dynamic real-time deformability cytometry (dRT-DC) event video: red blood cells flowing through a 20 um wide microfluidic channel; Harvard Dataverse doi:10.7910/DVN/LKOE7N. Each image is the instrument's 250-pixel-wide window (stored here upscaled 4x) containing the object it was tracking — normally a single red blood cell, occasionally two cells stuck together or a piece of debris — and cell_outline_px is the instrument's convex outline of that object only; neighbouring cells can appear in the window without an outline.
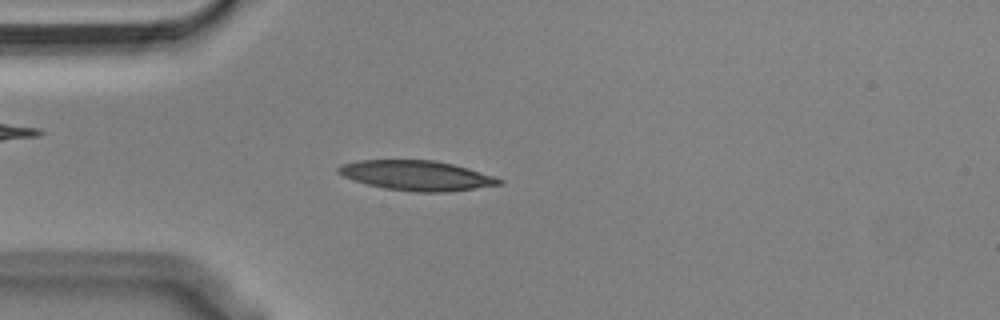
{"species": "Egyptian fruit bat (a non-hibernating species)", "species_latin": "Rousettus aegyptiacus", "temperature_condition": "cold", "stored_images_in_passage": 54, "camera_frame_rate_fps": 3000, "um_per_image_px": 0.085, "animal": {"sex": "male"}, "frame": {"image": 1, "passage_image": 13, "time_ms": 4.0, "image_size_px": [1000, 320], "cell_outline_px": [[504, 184], [448, 192], [416, 192], [384, 188], [368, 184], [344, 176], [336, 172], [336, 168], [340, 164], [360, 160], [436, 160], [468, 168], [504, 180]], "centroid_in_image_um": [35.42, 14.91], "position_along_channel_um": 49.6, "area_um2": 27.92}}
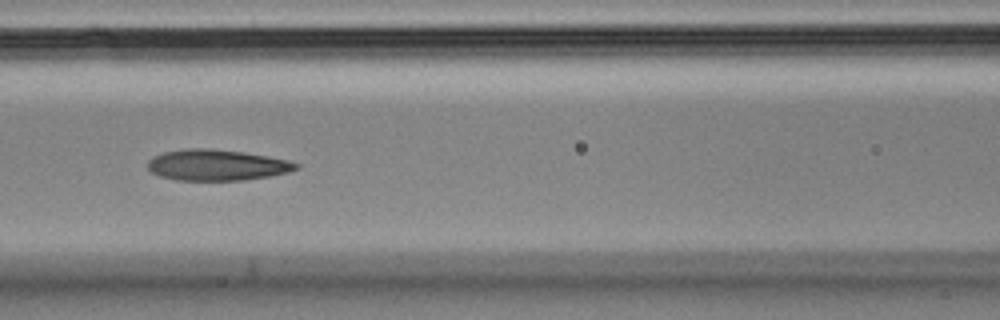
{"frame": {"image": 2, "passage_image": 22, "time_ms": 7.0, "image_size_px": [1000, 320], "cell_outline_px": [[300, 168], [288, 172], [272, 176], [244, 180], [176, 180], [160, 176], [152, 172], [148, 168], [148, 160], [152, 156], [164, 152], [188, 148], [208, 148], [240, 152], [268, 156], [288, 160], [300, 164]], "centroid_in_image_um": [18.44, 14.03], "position_along_channel_um": 148.2, "area_um2": 26.82}}
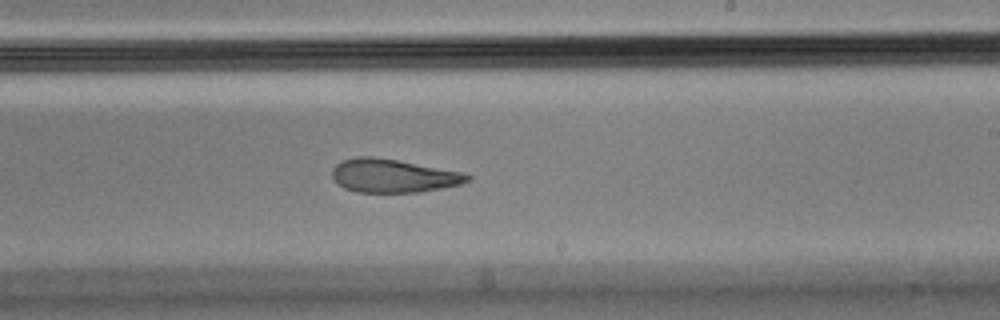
{"frame": {"image": 3, "passage_image": 31, "time_ms": 10.0, "image_size_px": [1000, 320], "cell_outline_px": [[472, 180], [460, 184], [420, 192], [356, 192], [344, 188], [332, 176], [332, 168], [336, 164], [344, 160], [360, 156], [372, 156], [396, 160], [464, 172], [472, 176]], "centroid_in_image_um": [33.45, 14.94], "position_along_channel_um": 255.6, "area_um2": 26.18}, "authors_computed_cell_mechanics": {"area_um2": 27.3972, "velocity_mm_per_s": 3.5962, "shape_relaxation_time_tau1_ms": 8.3369, "shape_relaxation_time_tau2_ms": 3.4717, "deformation_change_tau1": 0.2161, "deformation_change_tau2": 0.1239}}